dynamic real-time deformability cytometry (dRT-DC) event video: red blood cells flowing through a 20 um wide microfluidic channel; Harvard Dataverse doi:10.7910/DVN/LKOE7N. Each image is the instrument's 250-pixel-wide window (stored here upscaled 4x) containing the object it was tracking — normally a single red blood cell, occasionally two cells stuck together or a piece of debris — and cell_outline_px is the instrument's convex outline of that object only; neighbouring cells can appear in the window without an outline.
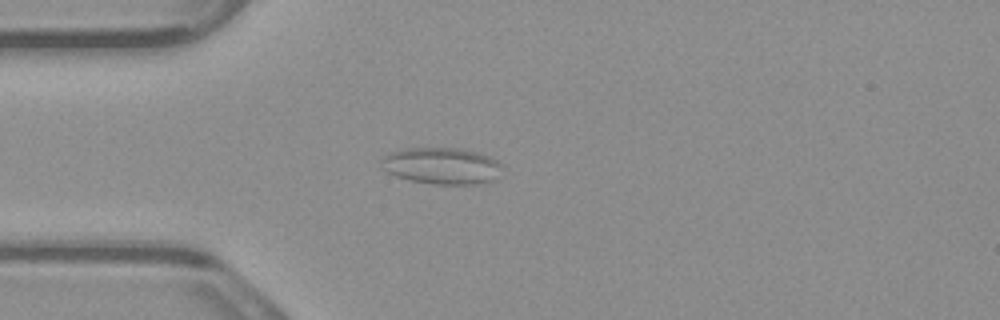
{"species": "common noctule bat (a hibernating species)", "species_latin": "Nyctalus noctula", "temperature_condition": "warm", "stored_images_in_passage": 3, "camera_frame_rate_fps": 3000, "um_per_image_px": 0.085, "animal": {"sex": "male", "body_mass_g": 23.1, "forearm_length_mm": 52.7}, "frame": {"image": 1, "passage_image": 3, "time_ms": 0.667, "image_size_px": [1000, 320], "cell_outline_px": [[504, 164], [492, 180], [472, 184], [436, 184], [408, 180], [396, 176], [388, 172], [384, 168], [380, 160], [388, 152], [400, 148], [464, 148], [488, 156]], "centroid_in_image_um": [37.5, 14.07], "position_along_channel_um": 47.5, "area_um2": 25.72}}